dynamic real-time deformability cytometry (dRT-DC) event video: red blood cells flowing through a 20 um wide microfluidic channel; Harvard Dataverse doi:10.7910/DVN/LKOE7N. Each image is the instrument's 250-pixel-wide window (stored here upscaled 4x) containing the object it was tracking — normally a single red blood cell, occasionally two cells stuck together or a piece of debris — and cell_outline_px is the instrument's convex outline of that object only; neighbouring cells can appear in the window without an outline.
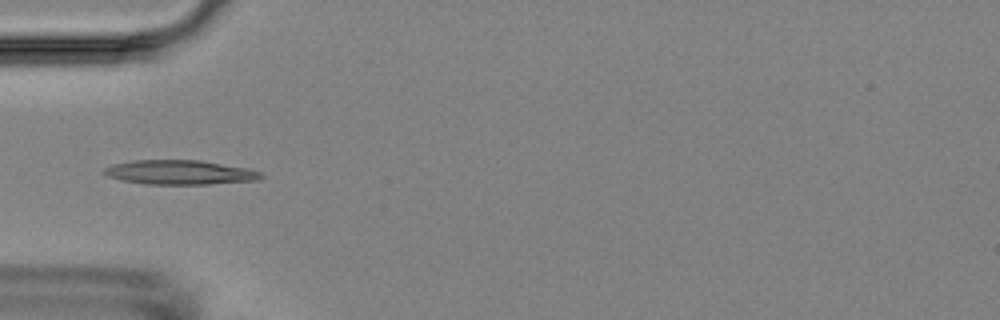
{"species": "Egyptian fruit bat (a non-hibernating species)", "species_latin": "Rousettus aegyptiacus", "temperature_condition": "room temperature", "stored_images_in_passage": 6, "camera_frame_rate_fps": 3000, "um_per_image_px": 0.085, "animal": {"sex": "female"}, "frame": {"image": 1, "passage_image": 4, "time_ms": 4.333, "image_size_px": [1000, 320], "cell_outline_px": [[264, 176], [260, 180], [208, 184], [144, 184], [120, 180], [108, 176], [100, 172], [104, 168], [112, 164], [136, 160], [200, 160], [248, 168], [260, 172]], "centroid_in_image_um": [15.27, 14.65], "position_along_channel_um": 69.7, "area_um2": 22.43}}